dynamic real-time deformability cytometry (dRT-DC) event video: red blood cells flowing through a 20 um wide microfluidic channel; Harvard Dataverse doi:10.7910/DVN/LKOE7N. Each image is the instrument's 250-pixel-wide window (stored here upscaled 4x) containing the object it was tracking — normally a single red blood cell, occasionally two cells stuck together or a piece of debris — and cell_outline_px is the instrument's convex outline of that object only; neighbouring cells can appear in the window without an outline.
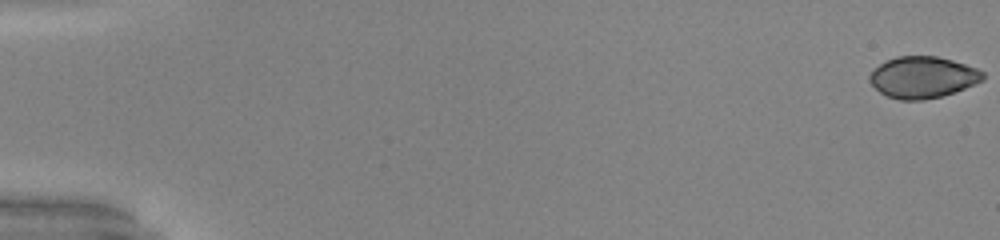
{"species": "common noctule bat (a hibernating species)", "species_latin": "Nyctalus noctula", "temperature_condition": "warm", "stored_images_in_passage": 52, "camera_frame_rate_fps": 3000, "um_per_image_px": 0.085, "animal": {"sex": "male", "body_mass_g": 20.0, "forearm_length_mm": 53.3}, "frame": {"image": 1, "passage_image": 1, "time_ms": 0.0, "image_size_px": [1000, 240], "cell_outline_px": [[984, 80], [964, 88], [940, 96], [924, 100], [900, 100], [888, 96], [880, 92], [868, 80], [868, 76], [872, 68], [896, 56], [936, 56], [952, 60], [976, 68], [984, 72]], "centroid_in_image_um": [78.4, 6.56], "position_along_channel_um": 6.6, "area_um2": 27.28}}
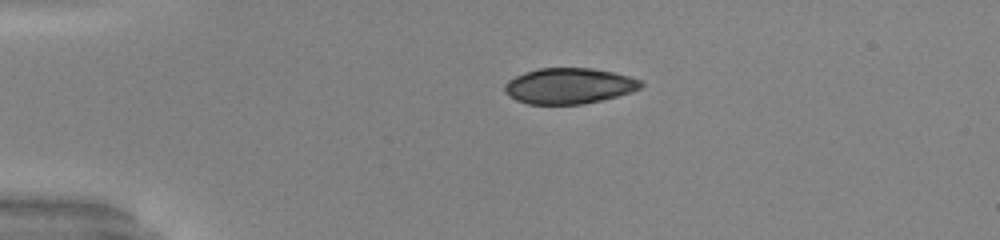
{"frame": {"image": 2, "passage_image": 13, "time_ms": 4.0, "image_size_px": [1000, 240], "cell_outline_px": [[644, 84], [640, 88], [632, 92], [600, 100], [580, 104], [528, 104], [516, 100], [508, 96], [504, 92], [504, 84], [508, 80], [516, 76], [540, 68], [592, 68], [616, 72], [640, 80]], "centroid_in_image_um": [48.36, 7.3], "position_along_channel_um": 36.6, "area_um2": 28.32}}